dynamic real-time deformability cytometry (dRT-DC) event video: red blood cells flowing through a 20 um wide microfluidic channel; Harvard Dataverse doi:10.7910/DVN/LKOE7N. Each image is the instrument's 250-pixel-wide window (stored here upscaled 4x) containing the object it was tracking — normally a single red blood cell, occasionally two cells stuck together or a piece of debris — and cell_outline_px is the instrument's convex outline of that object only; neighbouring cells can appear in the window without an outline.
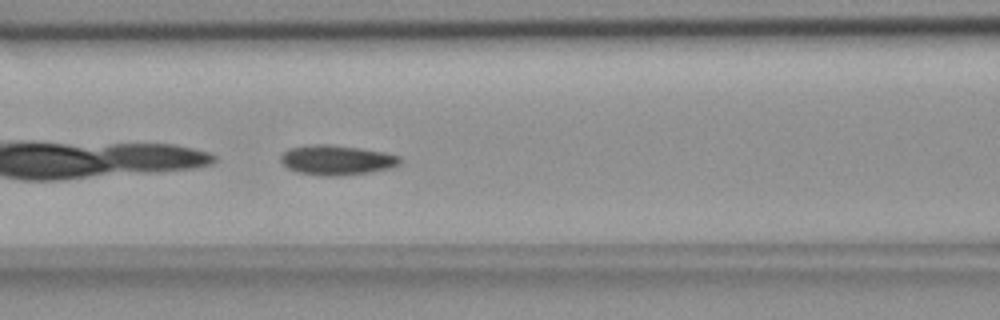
{"species": "common noctule bat (a hibernating species)", "species_latin": "Nyctalus noctula", "temperature_condition": "room temperature", "stored_images_in_passage": 38, "camera_frame_rate_fps": 3000, "um_per_image_px": 0.085, "animal": {"sex": "female", "body_mass_g": 18.4}, "frame": {"image": 1, "passage_image": 6, "time_ms": 1.667, "image_size_px": [1000, 320], "cell_outline_px": [[400, 164], [388, 168], [372, 172], [340, 176], [320, 176], [296, 172], [288, 168], [280, 160], [280, 156], [288, 148], [316, 144], [328, 144], [360, 148], [384, 152], [400, 156]], "centroid_in_image_um": [28.6, 13.61], "position_along_channel_um": 138.0, "area_um2": 20.81}}
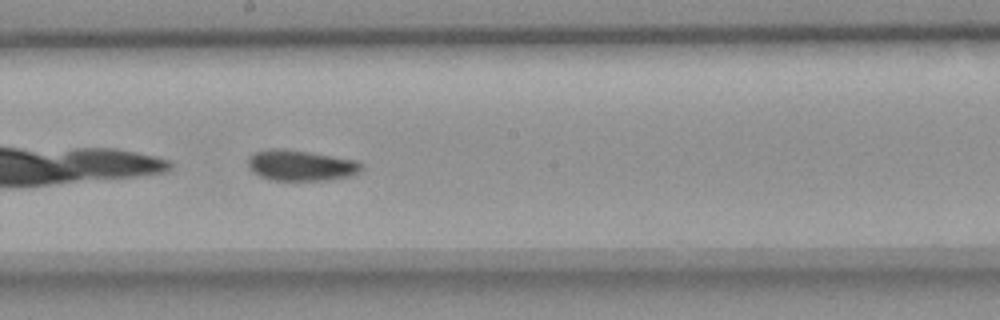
{"frame": {"image": 2, "passage_image": 13, "time_ms": 4.0, "image_size_px": [1000, 320], "cell_outline_px": [[364, 168], [360, 172], [352, 176], [328, 180], [268, 180], [252, 172], [248, 168], [248, 156], [256, 152], [272, 148], [284, 148], [360, 160]], "centroid_in_image_um": [25.6, 14.06], "position_along_channel_um": 222.6, "area_um2": 20.75}}
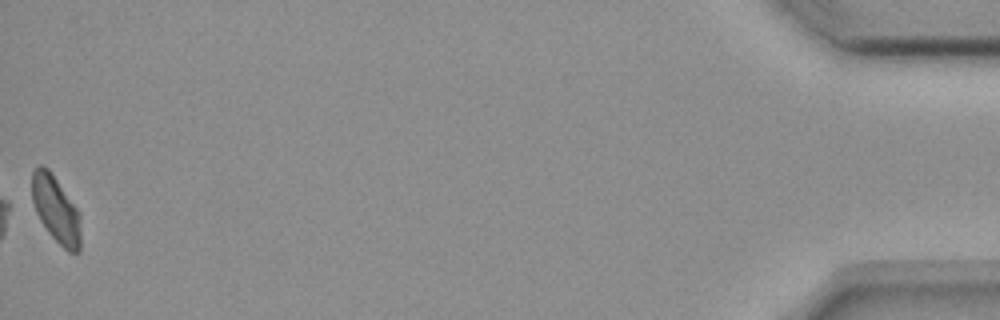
{"frame": {"image": 3, "passage_image": 38, "time_ms": 12.333, "image_size_px": [1000, 320], "cell_outline_px": [[80, 252], [68, 252], [48, 232], [40, 220], [36, 212], [32, 200], [32, 172], [40, 164], [48, 168], [52, 172], [80, 212]], "centroid_in_image_um": [4.76, 17.78], "position_along_channel_um": 430.4, "area_um2": 19.02}}